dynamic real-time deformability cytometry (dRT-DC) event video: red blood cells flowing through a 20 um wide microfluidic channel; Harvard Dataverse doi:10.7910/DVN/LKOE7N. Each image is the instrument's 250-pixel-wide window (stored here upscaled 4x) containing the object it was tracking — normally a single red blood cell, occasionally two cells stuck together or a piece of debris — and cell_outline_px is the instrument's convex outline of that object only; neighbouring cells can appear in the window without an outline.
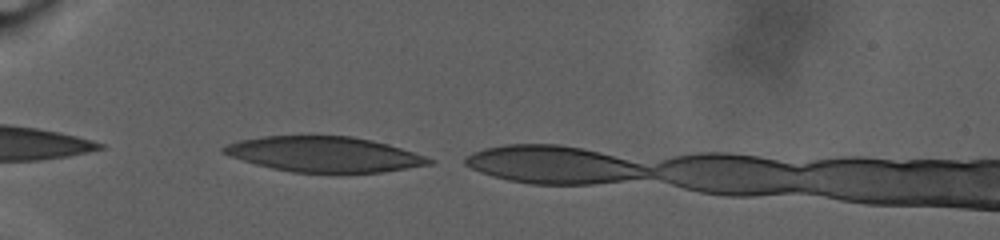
{"species": "human", "species_latin": "Homo sapiens", "temperature_condition": "warm", "stored_images_in_passage": 8, "camera_frame_rate_fps": 3000, "um_per_image_px": 0.085, "donor": {"sex": "male"}, "frame": {"image": 1, "passage_image": 1, "time_ms": 0.0, "image_size_px": [1000, 240], "cell_outline_px": [[436, 160], [432, 164], [380, 172], [292, 172], [272, 168], [256, 164], [228, 156], [220, 152], [220, 148], [228, 144], [240, 140], [264, 136], [352, 136], [372, 140], [388, 144]], "centroid_in_image_um": [27.52, 13.11], "position_along_channel_um": 57.5, "area_um2": 41.96}}